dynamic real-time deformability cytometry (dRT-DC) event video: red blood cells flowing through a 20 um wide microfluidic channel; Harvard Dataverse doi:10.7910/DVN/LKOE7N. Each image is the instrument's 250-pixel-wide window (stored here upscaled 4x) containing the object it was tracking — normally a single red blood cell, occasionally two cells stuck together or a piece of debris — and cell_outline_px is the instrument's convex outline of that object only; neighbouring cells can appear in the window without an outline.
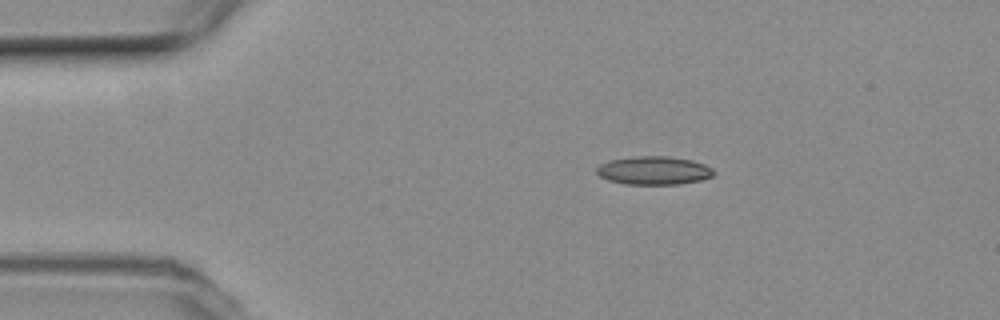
{"species": "common noctule bat (a hibernating species)", "species_latin": "Nyctalus noctula", "temperature_condition": "room temperature", "stored_images_in_passage": 45, "camera_frame_rate_fps": 3000, "um_per_image_px": 0.085, "animal": {"sex": "female", "body_mass_g": 19.3, "forearm_length_mm": 54.1}, "frame": {"image": 1, "passage_image": 1, "time_ms": 0.0, "image_size_px": [1000, 320], "cell_outline_px": [[716, 172], [712, 176], [700, 180], [680, 184], [624, 184], [608, 180], [600, 176], [596, 172], [596, 168], [600, 164], [608, 160], [632, 156], [668, 156], [692, 160], [704, 164], [712, 168]], "centroid_in_image_um": [55.56, 14.48], "position_along_channel_um": 29.4, "area_um2": 19.48}}
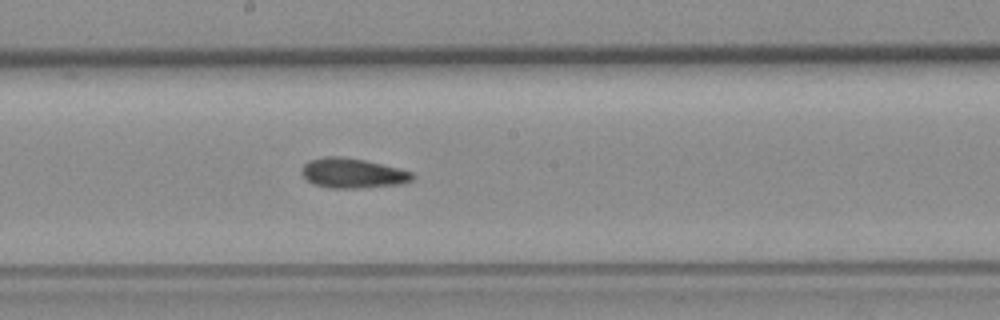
{"frame": {"image": 2, "passage_image": 20, "time_ms": 6.333, "image_size_px": [1000, 320], "cell_outline_px": [[416, 176], [412, 180], [400, 184], [356, 188], [328, 188], [316, 184], [308, 180], [300, 172], [300, 168], [308, 160], [324, 156], [340, 156], [364, 160], [400, 168], [412, 172]], "centroid_in_image_um": [29.96, 14.71], "position_along_channel_um": 218.2, "area_um2": 19.31}}
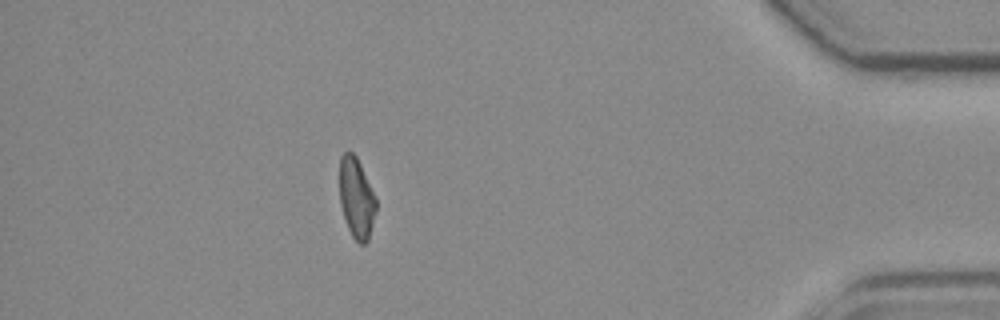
{"frame": {"image": 3, "passage_image": 39, "time_ms": 12.667, "image_size_px": [1000, 320], "cell_outline_px": [[376, 212], [368, 240], [364, 244], [360, 244], [352, 236], [348, 228], [340, 204], [340, 156], [344, 152], [352, 152], [356, 156], [376, 196]], "centroid_in_image_um": [30.3, 16.83], "position_along_channel_um": 404.9, "area_um2": 17.05}, "authors_computed_cell_mechanics": {"area_um2": 18.5538, "velocity_mm_per_s": 3.7801, "shape_relaxation_time_tau1_ms": null, "shape_relaxation_time_tau2_ms": 9.5167, "deformation_change_tau1": null, "deformation_change_tau2": 0.1787}}